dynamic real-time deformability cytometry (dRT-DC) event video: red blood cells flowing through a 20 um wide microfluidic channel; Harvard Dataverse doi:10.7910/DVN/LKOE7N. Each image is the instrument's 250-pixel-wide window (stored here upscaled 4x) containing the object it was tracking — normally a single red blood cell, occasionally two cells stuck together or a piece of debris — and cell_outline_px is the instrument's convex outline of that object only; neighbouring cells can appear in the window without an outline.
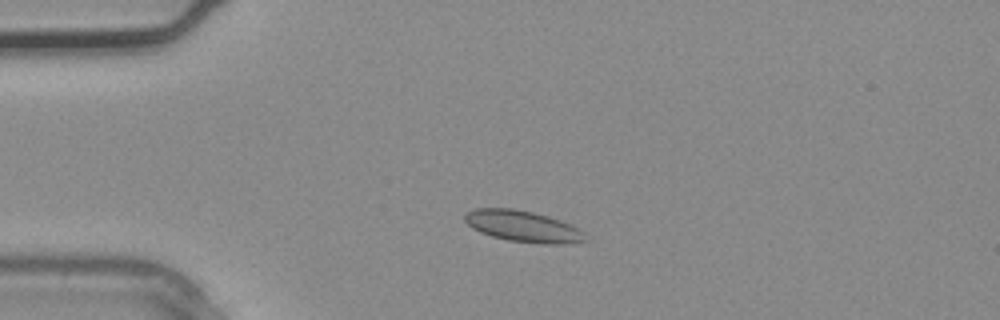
{"species": "common noctule bat (a hibernating species)", "species_latin": "Nyctalus noctula", "temperature_condition": "warm", "stored_images_in_passage": 3, "camera_frame_rate_fps": 3000, "um_per_image_px": 0.085, "animal": {"sex": "male", "body_mass_g": 20.4}, "frame": {"image": 1, "passage_image": 2, "time_ms": 0.333, "image_size_px": [1000, 320], "cell_outline_px": [[588, 240], [560, 244], [544, 244], [508, 240], [492, 236], [480, 232], [472, 228], [464, 220], [464, 216], [468, 212], [476, 208], [512, 208], [532, 212], [548, 216], [560, 220], [584, 232]], "centroid_in_image_um": [44.43, 19.23], "position_along_channel_um": 40.6, "area_um2": 21.73}}
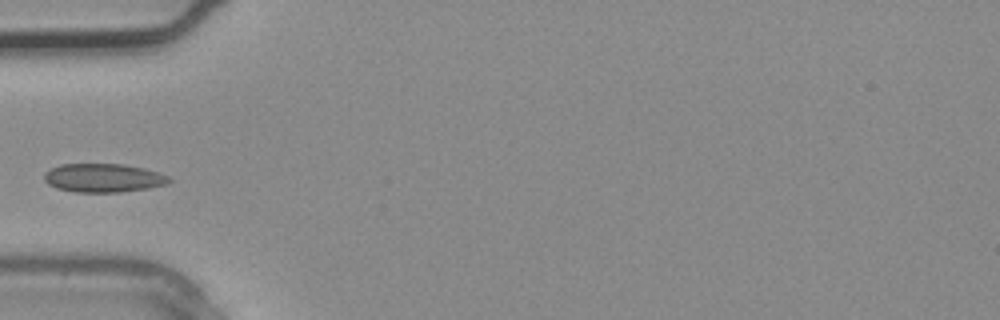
{"frame": {"image": 2, "passage_image": 3, "time_ms": 0.667, "image_size_px": [1000, 320], "cell_outline_px": [[172, 180], [168, 184], [148, 188], [120, 192], [76, 192], [56, 188], [48, 184], [44, 180], [44, 172], [60, 164], [124, 164], [144, 168], [168, 176]], "centroid_in_image_um": [8.77, 15.12], "position_along_channel_um": 76.2, "area_um2": 20.87}}